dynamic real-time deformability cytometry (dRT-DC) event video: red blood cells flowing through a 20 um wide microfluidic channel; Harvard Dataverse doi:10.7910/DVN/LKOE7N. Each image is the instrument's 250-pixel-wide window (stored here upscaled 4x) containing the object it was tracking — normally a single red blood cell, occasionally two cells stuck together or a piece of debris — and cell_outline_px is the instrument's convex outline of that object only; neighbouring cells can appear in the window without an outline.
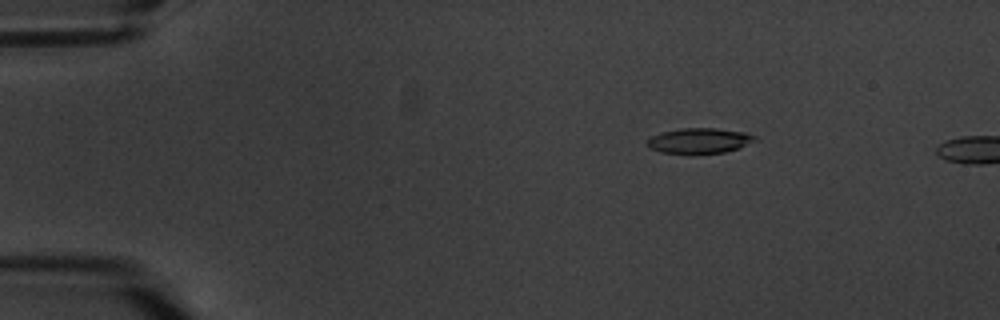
{"species": "common noctule bat (a hibernating species)", "species_latin": "Nyctalus noctula", "temperature_condition": "warm", "stored_images_in_passage": 4, "camera_frame_rate_fps": 3000, "um_per_image_px": 0.085, "animal": {"sex": "male", "body_mass_g": 20.1, "forearm_length_mm": 53.5}, "frame": {"image": 1, "passage_image": 3, "time_ms": 3.333, "image_size_px": [1000, 320], "cell_outline_px": [[760, 140], [740, 148], [724, 152], [660, 152], [648, 148], [648, 140], [652, 136], [664, 132], [680, 128], [716, 128], [748, 132], [756, 136]], "centroid_in_image_um": [59.55, 11.93], "position_along_channel_um": 25.4, "area_um2": 15.72}}